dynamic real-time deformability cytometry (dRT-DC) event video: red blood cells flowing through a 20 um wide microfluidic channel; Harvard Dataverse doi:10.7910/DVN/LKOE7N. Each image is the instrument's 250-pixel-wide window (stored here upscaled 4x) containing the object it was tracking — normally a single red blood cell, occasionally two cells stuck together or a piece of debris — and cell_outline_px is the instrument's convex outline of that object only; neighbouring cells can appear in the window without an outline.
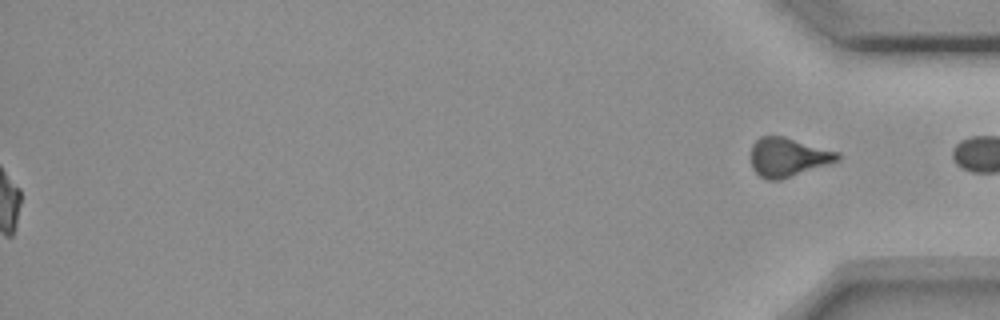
{"species": "common noctule bat (a hibernating species)", "species_latin": "Nyctalus noctula", "temperature_condition": "room temperature", "stored_images_in_passage": 56, "segment_of_instrument_passage": [2, 2], "camera_frame_rate_fps": 3000, "um_per_image_px": 0.085, "animal": {"sex": "female", "body_mass_g": 18.4}, "frame": {"image": 1, "passage_image": 56, "time_ms": 18.333, "image_size_px": [1000, 320], "cell_outline_px": [[840, 160], [780, 180], [768, 180], [760, 176], [752, 168], [752, 144], [760, 136], [784, 136], [840, 152]], "centroid_in_image_um": [66.99, 13.35], "position_along_channel_um": 368.2, "area_um2": 19.59}}